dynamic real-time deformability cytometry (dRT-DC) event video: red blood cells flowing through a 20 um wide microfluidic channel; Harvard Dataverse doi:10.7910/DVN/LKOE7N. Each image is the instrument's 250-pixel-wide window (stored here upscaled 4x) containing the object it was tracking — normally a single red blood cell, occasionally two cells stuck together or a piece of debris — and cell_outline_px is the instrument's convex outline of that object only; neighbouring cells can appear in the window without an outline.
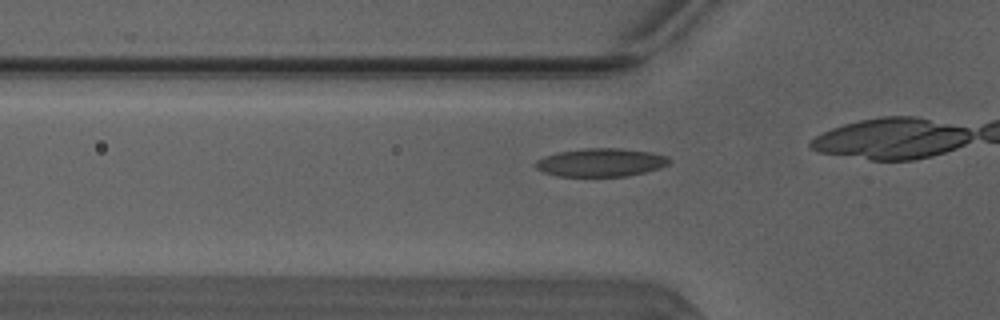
{"species": "Egyptian fruit bat (a non-hibernating species)", "species_latin": "Rousettus aegyptiacus", "temperature_condition": "warm", "stored_images_in_passage": 17, "camera_frame_rate_fps": 3000, "um_per_image_px": 0.085, "animal": {"sex": "male"}, "frame": {"image": 1, "passage_image": 12, "time_ms": 3.667, "image_size_px": [1000, 320], "cell_outline_px": [[672, 160], [668, 164], [660, 168], [628, 176], [556, 176], [544, 172], [536, 168], [532, 164], [536, 160], [544, 156], [556, 152], [588, 148], [620, 148], [652, 152], [668, 156]], "centroid_in_image_um": [51.06, 13.8], "position_along_channel_um": 74.7, "area_um2": 22.2}}
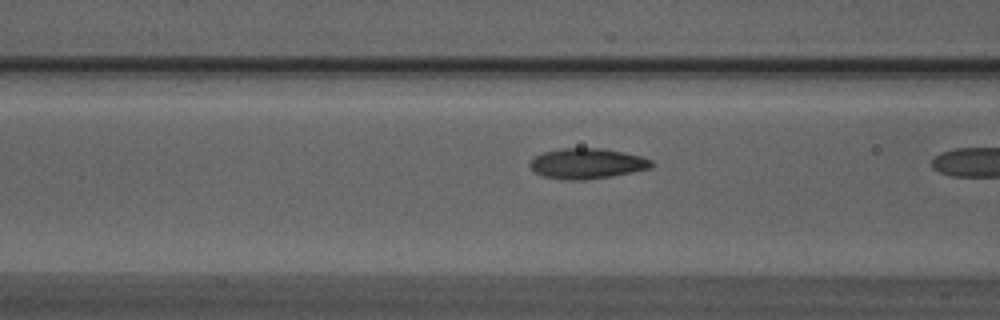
{"frame": {"image": 2, "passage_image": 15, "time_ms": 4.667, "image_size_px": [1000, 320], "cell_outline_px": [[656, 164], [652, 168], [612, 176], [584, 180], [564, 180], [544, 176], [536, 172], [528, 164], [536, 156], [544, 152], [560, 148], [600, 148], [624, 152], [640, 156], [652, 160]], "centroid_in_image_um": [49.94, 13.9], "position_along_channel_um": 116.7, "area_um2": 21.56}}